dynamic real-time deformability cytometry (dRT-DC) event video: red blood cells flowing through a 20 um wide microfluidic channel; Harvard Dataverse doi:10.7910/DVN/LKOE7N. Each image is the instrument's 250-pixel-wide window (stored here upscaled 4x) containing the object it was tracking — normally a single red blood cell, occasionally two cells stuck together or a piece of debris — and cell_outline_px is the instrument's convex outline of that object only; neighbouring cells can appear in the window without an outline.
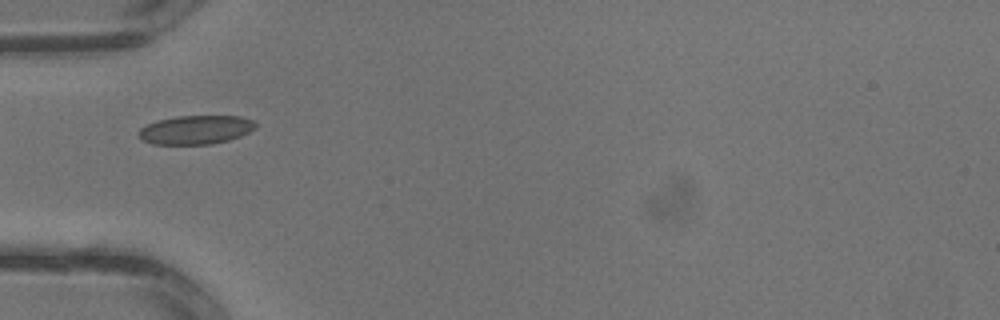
{"species": "common noctule bat (a hibernating species)", "species_latin": "Nyctalus noctula", "temperature_condition": "warm", "stored_images_in_passage": 3, "segment_of_instrument_passage": [2, 2], "camera_frame_rate_fps": 3000, "um_per_image_px": 0.085, "animal": {"sex": "male", "body_mass_g": 13.3}, "frame": {"image": 1, "passage_image": 3, "time_ms": 0.667, "image_size_px": [1000, 320], "cell_outline_px": [[256, 128], [240, 136], [228, 140], [212, 144], [152, 144], [144, 140], [136, 132], [140, 128], [156, 120], [176, 116], [240, 116], [252, 120], [256, 124]], "centroid_in_image_um": [16.62, 11.02], "position_along_channel_um": 68.4, "area_um2": 19.59}}